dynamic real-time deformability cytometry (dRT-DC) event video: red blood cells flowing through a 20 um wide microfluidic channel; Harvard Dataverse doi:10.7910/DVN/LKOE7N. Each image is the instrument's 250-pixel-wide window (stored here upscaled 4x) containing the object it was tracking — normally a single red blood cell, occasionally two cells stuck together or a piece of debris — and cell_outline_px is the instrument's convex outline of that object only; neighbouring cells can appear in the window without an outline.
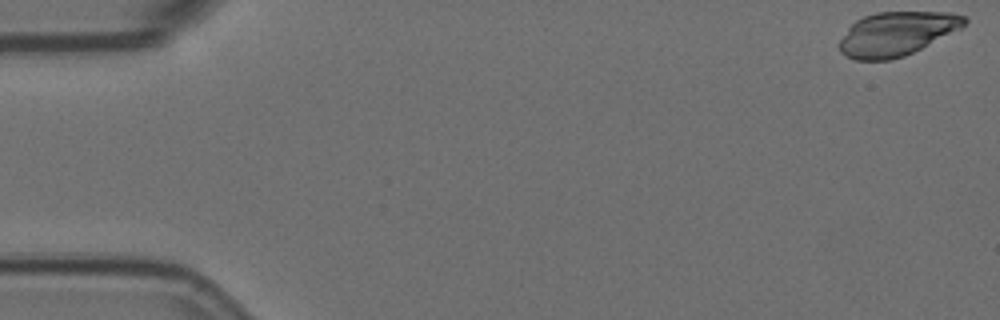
{"species": "Egyptian fruit bat (a non-hibernating species)", "species_latin": "Rousettus aegyptiacus", "temperature_condition": "room temperature", "stored_images_in_passage": 20, "camera_frame_rate_fps": 3000, "um_per_image_px": 0.085, "animal": {"sex": "female"}, "frame": {"image": 1, "passage_image": 1, "time_ms": 0.0, "image_size_px": [1000, 320], "cell_outline_px": [[968, 20], [960, 28], [904, 56], [888, 60], [856, 60], [840, 52], [840, 40], [848, 28], [856, 20], [864, 16], [876, 12], [952, 12], [964, 16]], "centroid_in_image_um": [76.19, 2.85], "position_along_channel_um": 8.8, "area_um2": 31.5}}